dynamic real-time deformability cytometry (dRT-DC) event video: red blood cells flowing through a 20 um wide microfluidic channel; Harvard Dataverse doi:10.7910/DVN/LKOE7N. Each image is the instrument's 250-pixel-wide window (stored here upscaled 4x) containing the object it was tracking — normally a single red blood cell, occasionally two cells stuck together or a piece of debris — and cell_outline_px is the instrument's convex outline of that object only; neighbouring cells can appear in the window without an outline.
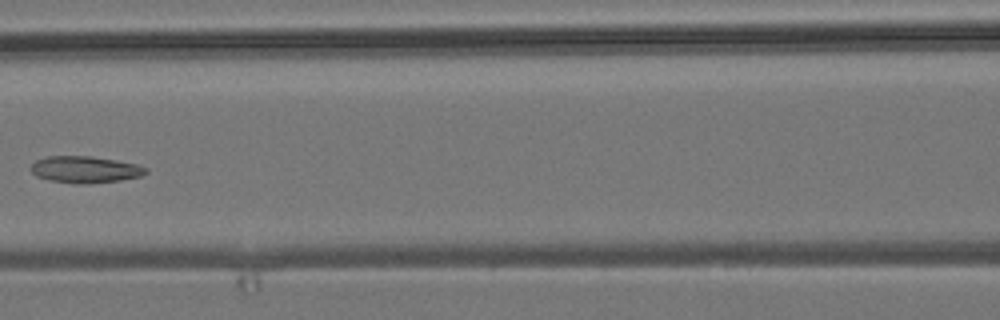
{"species": "common noctule bat (a hibernating species)", "species_latin": "Nyctalus noctula", "temperature_condition": "room temperature", "stored_images_in_passage": 7, "camera_frame_rate_fps": 3000, "um_per_image_px": 0.085, "animal": {"sex": "male", "body_mass_g": 19.2, "forearm_length_mm": 51.8}, "frame": {"image": 1, "passage_image": 7, "time_ms": 6.667, "image_size_px": [1000, 320], "cell_outline_px": [[148, 172], [140, 176], [120, 180], [88, 184], [76, 184], [52, 180], [36, 176], [32, 172], [32, 164], [36, 160], [48, 156], [92, 156], [116, 160], [136, 164], [148, 168]], "centroid_in_image_um": [7.26, 14.41], "position_along_channel_um": 159.3, "area_um2": 17.8}}